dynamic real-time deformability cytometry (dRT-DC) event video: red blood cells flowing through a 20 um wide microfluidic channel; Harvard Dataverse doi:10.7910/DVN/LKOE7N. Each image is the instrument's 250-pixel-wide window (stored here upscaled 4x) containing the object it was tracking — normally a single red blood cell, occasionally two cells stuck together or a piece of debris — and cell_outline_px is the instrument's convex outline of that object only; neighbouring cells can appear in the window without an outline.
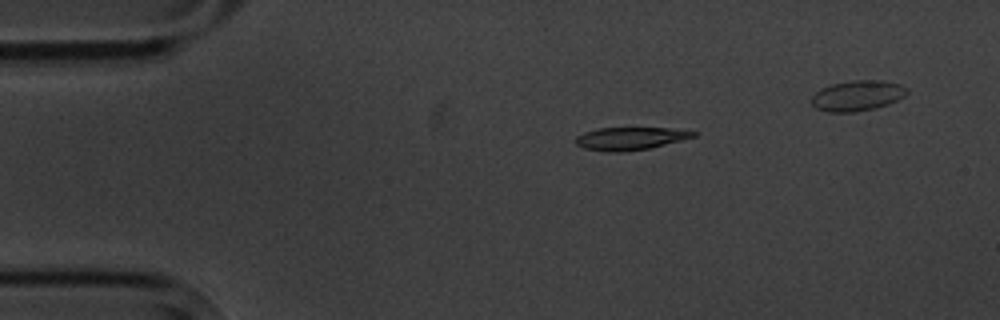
{"species": "common noctule bat (a hibernating species)", "species_latin": "Nyctalus noctula", "temperature_condition": "cold", "stored_images_in_passage": 7, "segment_of_instrument_passage": [1, 2], "camera_frame_rate_fps": 3000, "um_per_image_px": 0.085, "animal": {"sex": "male", "body_mass_g": 20.1, "forearm_length_mm": 53.5}, "frame": {"image": 1, "passage_image": 1, "time_ms": 0.0, "image_size_px": [1000, 320], "cell_outline_px": [[696, 136], [648, 148], [624, 152], [608, 152], [584, 148], [576, 144], [576, 136], [584, 132], [596, 128], [668, 128], [696, 132]], "centroid_in_image_um": [53.5, 11.77], "position_along_channel_um": 31.5, "area_um2": 15.37}}
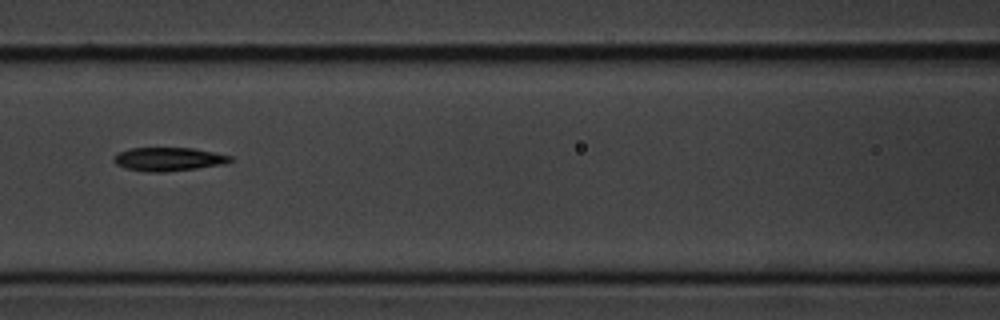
{"frame": {"image": 2, "passage_image": 5, "time_ms": 4.667, "image_size_px": [1000, 320], "cell_outline_px": [[232, 160], [228, 164], [164, 172], [148, 172], [124, 168], [116, 164], [112, 160], [112, 156], [120, 152], [132, 148], [192, 148], [232, 156]], "centroid_in_image_um": [14.31, 13.53], "position_along_channel_um": 152.3, "area_um2": 16.01}}
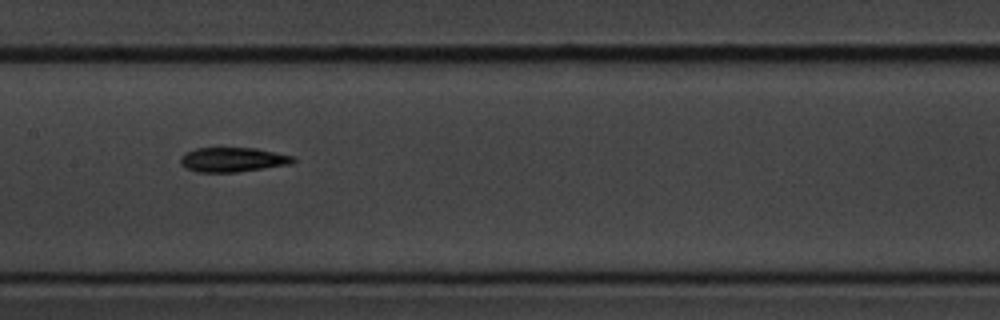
{"frame": {"image": 3, "passage_image": 6, "time_ms": 5.667, "image_size_px": [1000, 320], "cell_outline_px": [[296, 160], [292, 164], [236, 172], [196, 172], [180, 164], [180, 156], [184, 152], [196, 148], [256, 148], [296, 156]], "centroid_in_image_um": [19.8, 13.56], "position_along_channel_um": 187.6, "area_um2": 16.24}}